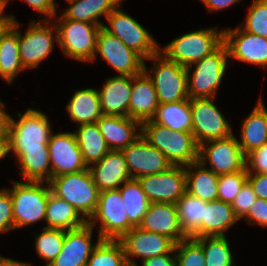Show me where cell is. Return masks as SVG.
<instances>
[{
  "instance_id": "6da1fadb",
  "label": "cell",
  "mask_w": 267,
  "mask_h": 266,
  "mask_svg": "<svg viewBox=\"0 0 267 266\" xmlns=\"http://www.w3.org/2000/svg\"><path fill=\"white\" fill-rule=\"evenodd\" d=\"M142 136L165 155L172 166L197 162L199 145L192 132L171 131L153 120L142 123Z\"/></svg>"
},
{
  "instance_id": "7a4b0ae2",
  "label": "cell",
  "mask_w": 267,
  "mask_h": 266,
  "mask_svg": "<svg viewBox=\"0 0 267 266\" xmlns=\"http://www.w3.org/2000/svg\"><path fill=\"white\" fill-rule=\"evenodd\" d=\"M48 183L51 192L71 204L86 221L94 214L100 192L89 169L52 177Z\"/></svg>"
},
{
  "instance_id": "3957f363",
  "label": "cell",
  "mask_w": 267,
  "mask_h": 266,
  "mask_svg": "<svg viewBox=\"0 0 267 266\" xmlns=\"http://www.w3.org/2000/svg\"><path fill=\"white\" fill-rule=\"evenodd\" d=\"M223 42L224 30L212 27L176 37L165 47L159 48V51L168 59L187 68L214 52Z\"/></svg>"
},
{
  "instance_id": "277c9868",
  "label": "cell",
  "mask_w": 267,
  "mask_h": 266,
  "mask_svg": "<svg viewBox=\"0 0 267 266\" xmlns=\"http://www.w3.org/2000/svg\"><path fill=\"white\" fill-rule=\"evenodd\" d=\"M13 187L7 189L12 197L14 229L45 221L49 183L44 181H13ZM45 186H44V185Z\"/></svg>"
},
{
  "instance_id": "5b68a950",
  "label": "cell",
  "mask_w": 267,
  "mask_h": 266,
  "mask_svg": "<svg viewBox=\"0 0 267 266\" xmlns=\"http://www.w3.org/2000/svg\"><path fill=\"white\" fill-rule=\"evenodd\" d=\"M146 60H152V73L147 70L144 61V71L151 78L156 89L159 104L185 101L189 99L187 69L168 59L158 51Z\"/></svg>"
},
{
  "instance_id": "8992f818",
  "label": "cell",
  "mask_w": 267,
  "mask_h": 266,
  "mask_svg": "<svg viewBox=\"0 0 267 266\" xmlns=\"http://www.w3.org/2000/svg\"><path fill=\"white\" fill-rule=\"evenodd\" d=\"M227 57L228 49L223 42L214 52L186 68L189 99L216 97L226 71ZM192 67L195 69L191 72Z\"/></svg>"
},
{
  "instance_id": "52a82bcc",
  "label": "cell",
  "mask_w": 267,
  "mask_h": 266,
  "mask_svg": "<svg viewBox=\"0 0 267 266\" xmlns=\"http://www.w3.org/2000/svg\"><path fill=\"white\" fill-rule=\"evenodd\" d=\"M57 44L65 56L80 62H92L97 44V35L101 26L92 23L65 19L55 16Z\"/></svg>"
},
{
  "instance_id": "ba28073f",
  "label": "cell",
  "mask_w": 267,
  "mask_h": 266,
  "mask_svg": "<svg viewBox=\"0 0 267 266\" xmlns=\"http://www.w3.org/2000/svg\"><path fill=\"white\" fill-rule=\"evenodd\" d=\"M19 120L9 118L8 138L10 151L48 148L52 129L45 113L29 108L24 114L17 113Z\"/></svg>"
},
{
  "instance_id": "9c48e42d",
  "label": "cell",
  "mask_w": 267,
  "mask_h": 266,
  "mask_svg": "<svg viewBox=\"0 0 267 266\" xmlns=\"http://www.w3.org/2000/svg\"><path fill=\"white\" fill-rule=\"evenodd\" d=\"M100 222L98 237L101 240H120L133 226L128 221L127 211L120 190L99 193L94 214L87 221L92 227Z\"/></svg>"
},
{
  "instance_id": "30bf717a",
  "label": "cell",
  "mask_w": 267,
  "mask_h": 266,
  "mask_svg": "<svg viewBox=\"0 0 267 266\" xmlns=\"http://www.w3.org/2000/svg\"><path fill=\"white\" fill-rule=\"evenodd\" d=\"M121 5L106 17L110 27L104 24L103 28L146 60L159 51V44L143 25L120 9Z\"/></svg>"
},
{
  "instance_id": "8fae6325",
  "label": "cell",
  "mask_w": 267,
  "mask_h": 266,
  "mask_svg": "<svg viewBox=\"0 0 267 266\" xmlns=\"http://www.w3.org/2000/svg\"><path fill=\"white\" fill-rule=\"evenodd\" d=\"M42 21L44 23L40 22V19L37 22L31 21L23 36L18 28L20 60L24 69L37 68L52 52L54 39L58 42V33L54 22L50 24L51 20L43 19Z\"/></svg>"
},
{
  "instance_id": "7c38bea8",
  "label": "cell",
  "mask_w": 267,
  "mask_h": 266,
  "mask_svg": "<svg viewBox=\"0 0 267 266\" xmlns=\"http://www.w3.org/2000/svg\"><path fill=\"white\" fill-rule=\"evenodd\" d=\"M212 101V97L190 99L192 133L198 145L233 134L231 125Z\"/></svg>"
},
{
  "instance_id": "4fadbf2b",
  "label": "cell",
  "mask_w": 267,
  "mask_h": 266,
  "mask_svg": "<svg viewBox=\"0 0 267 266\" xmlns=\"http://www.w3.org/2000/svg\"><path fill=\"white\" fill-rule=\"evenodd\" d=\"M237 137L231 136L204 142L199 145L198 161L206 166L207 162L211 164L210 170L214 173L232 174L243 171L246 168V156L240 148Z\"/></svg>"
},
{
  "instance_id": "5bb4252c",
  "label": "cell",
  "mask_w": 267,
  "mask_h": 266,
  "mask_svg": "<svg viewBox=\"0 0 267 266\" xmlns=\"http://www.w3.org/2000/svg\"><path fill=\"white\" fill-rule=\"evenodd\" d=\"M97 53L119 76H134L144 70V59L103 27L97 35L96 52L92 61H95Z\"/></svg>"
},
{
  "instance_id": "9a60e30c",
  "label": "cell",
  "mask_w": 267,
  "mask_h": 266,
  "mask_svg": "<svg viewBox=\"0 0 267 266\" xmlns=\"http://www.w3.org/2000/svg\"><path fill=\"white\" fill-rule=\"evenodd\" d=\"M150 203L175 204L186 192L184 166H171L168 170L137 178Z\"/></svg>"
},
{
  "instance_id": "2e32d148",
  "label": "cell",
  "mask_w": 267,
  "mask_h": 266,
  "mask_svg": "<svg viewBox=\"0 0 267 266\" xmlns=\"http://www.w3.org/2000/svg\"><path fill=\"white\" fill-rule=\"evenodd\" d=\"M124 248L128 265L139 266L135 259L131 257H141V262L145 259L171 253L175 249L176 243L167 236L159 233L133 227L120 240Z\"/></svg>"
},
{
  "instance_id": "e0dca14e",
  "label": "cell",
  "mask_w": 267,
  "mask_h": 266,
  "mask_svg": "<svg viewBox=\"0 0 267 266\" xmlns=\"http://www.w3.org/2000/svg\"><path fill=\"white\" fill-rule=\"evenodd\" d=\"M51 178L88 169L74 132L55 133L48 142Z\"/></svg>"
},
{
  "instance_id": "ac0fdd59",
  "label": "cell",
  "mask_w": 267,
  "mask_h": 266,
  "mask_svg": "<svg viewBox=\"0 0 267 266\" xmlns=\"http://www.w3.org/2000/svg\"><path fill=\"white\" fill-rule=\"evenodd\" d=\"M229 57L244 63L267 67V38L244 31L240 26L224 29Z\"/></svg>"
},
{
  "instance_id": "d6986e66",
  "label": "cell",
  "mask_w": 267,
  "mask_h": 266,
  "mask_svg": "<svg viewBox=\"0 0 267 266\" xmlns=\"http://www.w3.org/2000/svg\"><path fill=\"white\" fill-rule=\"evenodd\" d=\"M122 152L133 179L161 173L172 166L165 155L143 136L125 147Z\"/></svg>"
},
{
  "instance_id": "ffe728a7",
  "label": "cell",
  "mask_w": 267,
  "mask_h": 266,
  "mask_svg": "<svg viewBox=\"0 0 267 266\" xmlns=\"http://www.w3.org/2000/svg\"><path fill=\"white\" fill-rule=\"evenodd\" d=\"M92 227L88 222L83 226L65 232L60 254L49 266H86L93 249L101 241L92 244Z\"/></svg>"
},
{
  "instance_id": "44dd1931",
  "label": "cell",
  "mask_w": 267,
  "mask_h": 266,
  "mask_svg": "<svg viewBox=\"0 0 267 266\" xmlns=\"http://www.w3.org/2000/svg\"><path fill=\"white\" fill-rule=\"evenodd\" d=\"M99 192L119 189L132 179L122 151L110 150L100 161L88 167Z\"/></svg>"
},
{
  "instance_id": "7402d4cb",
  "label": "cell",
  "mask_w": 267,
  "mask_h": 266,
  "mask_svg": "<svg viewBox=\"0 0 267 266\" xmlns=\"http://www.w3.org/2000/svg\"><path fill=\"white\" fill-rule=\"evenodd\" d=\"M138 227L167 236L176 244L187 238L181 230L175 204L171 203H150Z\"/></svg>"
},
{
  "instance_id": "603a6c76",
  "label": "cell",
  "mask_w": 267,
  "mask_h": 266,
  "mask_svg": "<svg viewBox=\"0 0 267 266\" xmlns=\"http://www.w3.org/2000/svg\"><path fill=\"white\" fill-rule=\"evenodd\" d=\"M96 123L110 150L122 151L142 136V123L129 116L102 115Z\"/></svg>"
},
{
  "instance_id": "cb8c5ba5",
  "label": "cell",
  "mask_w": 267,
  "mask_h": 266,
  "mask_svg": "<svg viewBox=\"0 0 267 266\" xmlns=\"http://www.w3.org/2000/svg\"><path fill=\"white\" fill-rule=\"evenodd\" d=\"M158 106L156 89L147 73L143 70L132 76L129 117L141 123L152 120Z\"/></svg>"
},
{
  "instance_id": "d4e9b609",
  "label": "cell",
  "mask_w": 267,
  "mask_h": 266,
  "mask_svg": "<svg viewBox=\"0 0 267 266\" xmlns=\"http://www.w3.org/2000/svg\"><path fill=\"white\" fill-rule=\"evenodd\" d=\"M131 92L132 76L107 78L98 91L103 115L128 117Z\"/></svg>"
},
{
  "instance_id": "484cf974",
  "label": "cell",
  "mask_w": 267,
  "mask_h": 266,
  "mask_svg": "<svg viewBox=\"0 0 267 266\" xmlns=\"http://www.w3.org/2000/svg\"><path fill=\"white\" fill-rule=\"evenodd\" d=\"M261 96L251 113L242 122L240 140L237 139L246 156L267 142V108Z\"/></svg>"
},
{
  "instance_id": "4316f807",
  "label": "cell",
  "mask_w": 267,
  "mask_h": 266,
  "mask_svg": "<svg viewBox=\"0 0 267 266\" xmlns=\"http://www.w3.org/2000/svg\"><path fill=\"white\" fill-rule=\"evenodd\" d=\"M186 191L203 201L218 200L219 175L199 161L185 166Z\"/></svg>"
},
{
  "instance_id": "83f0119b",
  "label": "cell",
  "mask_w": 267,
  "mask_h": 266,
  "mask_svg": "<svg viewBox=\"0 0 267 266\" xmlns=\"http://www.w3.org/2000/svg\"><path fill=\"white\" fill-rule=\"evenodd\" d=\"M71 120L79 125L96 123L103 115L98 90H76L66 105Z\"/></svg>"
},
{
  "instance_id": "f1b7e54d",
  "label": "cell",
  "mask_w": 267,
  "mask_h": 266,
  "mask_svg": "<svg viewBox=\"0 0 267 266\" xmlns=\"http://www.w3.org/2000/svg\"><path fill=\"white\" fill-rule=\"evenodd\" d=\"M175 207L183 234L187 238L202 237L206 201L186 191L175 203Z\"/></svg>"
},
{
  "instance_id": "f546056e",
  "label": "cell",
  "mask_w": 267,
  "mask_h": 266,
  "mask_svg": "<svg viewBox=\"0 0 267 266\" xmlns=\"http://www.w3.org/2000/svg\"><path fill=\"white\" fill-rule=\"evenodd\" d=\"M15 154L20 175L24 181H44L51 179V160L48 148L26 149V151H10Z\"/></svg>"
},
{
  "instance_id": "4dcf8cb0",
  "label": "cell",
  "mask_w": 267,
  "mask_h": 266,
  "mask_svg": "<svg viewBox=\"0 0 267 266\" xmlns=\"http://www.w3.org/2000/svg\"><path fill=\"white\" fill-rule=\"evenodd\" d=\"M123 0H71L68 1L69 8L61 15L65 19L92 23L103 27L104 23L98 18L106 17L121 3Z\"/></svg>"
},
{
  "instance_id": "1f68e13d",
  "label": "cell",
  "mask_w": 267,
  "mask_h": 266,
  "mask_svg": "<svg viewBox=\"0 0 267 266\" xmlns=\"http://www.w3.org/2000/svg\"><path fill=\"white\" fill-rule=\"evenodd\" d=\"M45 222L47 223L45 228L68 231L83 226L87 221L71 204L50 191Z\"/></svg>"
},
{
  "instance_id": "d6a6232c",
  "label": "cell",
  "mask_w": 267,
  "mask_h": 266,
  "mask_svg": "<svg viewBox=\"0 0 267 266\" xmlns=\"http://www.w3.org/2000/svg\"><path fill=\"white\" fill-rule=\"evenodd\" d=\"M237 221L231 203L221 200L206 202L202 237L226 236L225 231Z\"/></svg>"
},
{
  "instance_id": "836d02e7",
  "label": "cell",
  "mask_w": 267,
  "mask_h": 266,
  "mask_svg": "<svg viewBox=\"0 0 267 266\" xmlns=\"http://www.w3.org/2000/svg\"><path fill=\"white\" fill-rule=\"evenodd\" d=\"M18 27L20 23L16 20L0 40V72L8 84L13 83L17 74L25 70L20 60Z\"/></svg>"
},
{
  "instance_id": "e575fe53",
  "label": "cell",
  "mask_w": 267,
  "mask_h": 266,
  "mask_svg": "<svg viewBox=\"0 0 267 266\" xmlns=\"http://www.w3.org/2000/svg\"><path fill=\"white\" fill-rule=\"evenodd\" d=\"M77 127L78 128L74 131V134L84 161L89 167L100 161L110 149L108 148L103 135L99 131L97 123L83 124Z\"/></svg>"
},
{
  "instance_id": "d590c367",
  "label": "cell",
  "mask_w": 267,
  "mask_h": 266,
  "mask_svg": "<svg viewBox=\"0 0 267 266\" xmlns=\"http://www.w3.org/2000/svg\"><path fill=\"white\" fill-rule=\"evenodd\" d=\"M152 120L171 131L192 132L190 99L159 104Z\"/></svg>"
},
{
  "instance_id": "8d00e7d4",
  "label": "cell",
  "mask_w": 267,
  "mask_h": 266,
  "mask_svg": "<svg viewBox=\"0 0 267 266\" xmlns=\"http://www.w3.org/2000/svg\"><path fill=\"white\" fill-rule=\"evenodd\" d=\"M125 203L128 221L133 227H138L149 207V200L143 192L137 179L126 181L120 188Z\"/></svg>"
},
{
  "instance_id": "74e56055",
  "label": "cell",
  "mask_w": 267,
  "mask_h": 266,
  "mask_svg": "<svg viewBox=\"0 0 267 266\" xmlns=\"http://www.w3.org/2000/svg\"><path fill=\"white\" fill-rule=\"evenodd\" d=\"M205 255L206 266H233L234 258L226 236L194 238Z\"/></svg>"
},
{
  "instance_id": "f35d334b",
  "label": "cell",
  "mask_w": 267,
  "mask_h": 266,
  "mask_svg": "<svg viewBox=\"0 0 267 266\" xmlns=\"http://www.w3.org/2000/svg\"><path fill=\"white\" fill-rule=\"evenodd\" d=\"M122 243L119 240H101L93 249L86 266H127Z\"/></svg>"
},
{
  "instance_id": "ab89813d",
  "label": "cell",
  "mask_w": 267,
  "mask_h": 266,
  "mask_svg": "<svg viewBox=\"0 0 267 266\" xmlns=\"http://www.w3.org/2000/svg\"><path fill=\"white\" fill-rule=\"evenodd\" d=\"M42 230L36 236L35 249L37 255L47 262L46 266H49L61 252L66 231L45 227Z\"/></svg>"
},
{
  "instance_id": "60d3db41",
  "label": "cell",
  "mask_w": 267,
  "mask_h": 266,
  "mask_svg": "<svg viewBox=\"0 0 267 266\" xmlns=\"http://www.w3.org/2000/svg\"><path fill=\"white\" fill-rule=\"evenodd\" d=\"M177 266H206L202 246L194 238H186L175 245Z\"/></svg>"
},
{
  "instance_id": "b9f144b4",
  "label": "cell",
  "mask_w": 267,
  "mask_h": 266,
  "mask_svg": "<svg viewBox=\"0 0 267 266\" xmlns=\"http://www.w3.org/2000/svg\"><path fill=\"white\" fill-rule=\"evenodd\" d=\"M244 31L267 38V0H254L249 6Z\"/></svg>"
},
{
  "instance_id": "7bdbcfd3",
  "label": "cell",
  "mask_w": 267,
  "mask_h": 266,
  "mask_svg": "<svg viewBox=\"0 0 267 266\" xmlns=\"http://www.w3.org/2000/svg\"><path fill=\"white\" fill-rule=\"evenodd\" d=\"M247 177L246 168L236 173L219 175L218 200L232 204L241 187L247 181Z\"/></svg>"
},
{
  "instance_id": "ee69618b",
  "label": "cell",
  "mask_w": 267,
  "mask_h": 266,
  "mask_svg": "<svg viewBox=\"0 0 267 266\" xmlns=\"http://www.w3.org/2000/svg\"><path fill=\"white\" fill-rule=\"evenodd\" d=\"M256 199L257 196L254 194L252 186L248 181H246L231 204L234 215L239 220L242 219L248 213L250 206L253 205V202H256Z\"/></svg>"
},
{
  "instance_id": "f6af8a7d",
  "label": "cell",
  "mask_w": 267,
  "mask_h": 266,
  "mask_svg": "<svg viewBox=\"0 0 267 266\" xmlns=\"http://www.w3.org/2000/svg\"><path fill=\"white\" fill-rule=\"evenodd\" d=\"M14 229L13 203L7 188L0 189V235Z\"/></svg>"
},
{
  "instance_id": "bcb514c9",
  "label": "cell",
  "mask_w": 267,
  "mask_h": 266,
  "mask_svg": "<svg viewBox=\"0 0 267 266\" xmlns=\"http://www.w3.org/2000/svg\"><path fill=\"white\" fill-rule=\"evenodd\" d=\"M246 170L248 174H267V142L246 155Z\"/></svg>"
},
{
  "instance_id": "7dc6e473",
  "label": "cell",
  "mask_w": 267,
  "mask_h": 266,
  "mask_svg": "<svg viewBox=\"0 0 267 266\" xmlns=\"http://www.w3.org/2000/svg\"><path fill=\"white\" fill-rule=\"evenodd\" d=\"M243 218L248 221V224L267 227V200L257 198Z\"/></svg>"
},
{
  "instance_id": "c3c4849f",
  "label": "cell",
  "mask_w": 267,
  "mask_h": 266,
  "mask_svg": "<svg viewBox=\"0 0 267 266\" xmlns=\"http://www.w3.org/2000/svg\"><path fill=\"white\" fill-rule=\"evenodd\" d=\"M247 181L252 186L257 198L267 200V174H248Z\"/></svg>"
},
{
  "instance_id": "681fc988",
  "label": "cell",
  "mask_w": 267,
  "mask_h": 266,
  "mask_svg": "<svg viewBox=\"0 0 267 266\" xmlns=\"http://www.w3.org/2000/svg\"><path fill=\"white\" fill-rule=\"evenodd\" d=\"M34 10L40 14H44L46 18L44 20H51L57 15V8L53 0H24ZM48 17V18H47Z\"/></svg>"
},
{
  "instance_id": "f907efd6",
  "label": "cell",
  "mask_w": 267,
  "mask_h": 266,
  "mask_svg": "<svg viewBox=\"0 0 267 266\" xmlns=\"http://www.w3.org/2000/svg\"><path fill=\"white\" fill-rule=\"evenodd\" d=\"M141 263L142 266H177L174 250L168 254H162L159 256L145 259Z\"/></svg>"
},
{
  "instance_id": "816d5d0a",
  "label": "cell",
  "mask_w": 267,
  "mask_h": 266,
  "mask_svg": "<svg viewBox=\"0 0 267 266\" xmlns=\"http://www.w3.org/2000/svg\"><path fill=\"white\" fill-rule=\"evenodd\" d=\"M202 3L205 5V7L212 13V12H217L220 10H224L233 5L235 3H239L241 0H201Z\"/></svg>"
},
{
  "instance_id": "f5cc1de1",
  "label": "cell",
  "mask_w": 267,
  "mask_h": 266,
  "mask_svg": "<svg viewBox=\"0 0 267 266\" xmlns=\"http://www.w3.org/2000/svg\"><path fill=\"white\" fill-rule=\"evenodd\" d=\"M4 106L5 104L0 100V134L2 136H7L10 115L5 112Z\"/></svg>"
},
{
  "instance_id": "db71d44e",
  "label": "cell",
  "mask_w": 267,
  "mask_h": 266,
  "mask_svg": "<svg viewBox=\"0 0 267 266\" xmlns=\"http://www.w3.org/2000/svg\"><path fill=\"white\" fill-rule=\"evenodd\" d=\"M10 153V142L8 135L0 138V160Z\"/></svg>"
},
{
  "instance_id": "11a10c76",
  "label": "cell",
  "mask_w": 267,
  "mask_h": 266,
  "mask_svg": "<svg viewBox=\"0 0 267 266\" xmlns=\"http://www.w3.org/2000/svg\"><path fill=\"white\" fill-rule=\"evenodd\" d=\"M30 263H25L22 261L13 260L10 258H5L0 255V266H30Z\"/></svg>"
},
{
  "instance_id": "9f6ffc18",
  "label": "cell",
  "mask_w": 267,
  "mask_h": 266,
  "mask_svg": "<svg viewBox=\"0 0 267 266\" xmlns=\"http://www.w3.org/2000/svg\"><path fill=\"white\" fill-rule=\"evenodd\" d=\"M8 1L9 0H0V20H14L16 21L17 19L15 18L14 15H6L4 14L6 6H8Z\"/></svg>"
},
{
  "instance_id": "6f0895ef",
  "label": "cell",
  "mask_w": 267,
  "mask_h": 266,
  "mask_svg": "<svg viewBox=\"0 0 267 266\" xmlns=\"http://www.w3.org/2000/svg\"><path fill=\"white\" fill-rule=\"evenodd\" d=\"M14 20H0V40L12 28Z\"/></svg>"
},
{
  "instance_id": "680465c9",
  "label": "cell",
  "mask_w": 267,
  "mask_h": 266,
  "mask_svg": "<svg viewBox=\"0 0 267 266\" xmlns=\"http://www.w3.org/2000/svg\"><path fill=\"white\" fill-rule=\"evenodd\" d=\"M66 2H68V1H71V0H65ZM53 2H54V4L56 5V1L55 0H53Z\"/></svg>"
}]
</instances>
